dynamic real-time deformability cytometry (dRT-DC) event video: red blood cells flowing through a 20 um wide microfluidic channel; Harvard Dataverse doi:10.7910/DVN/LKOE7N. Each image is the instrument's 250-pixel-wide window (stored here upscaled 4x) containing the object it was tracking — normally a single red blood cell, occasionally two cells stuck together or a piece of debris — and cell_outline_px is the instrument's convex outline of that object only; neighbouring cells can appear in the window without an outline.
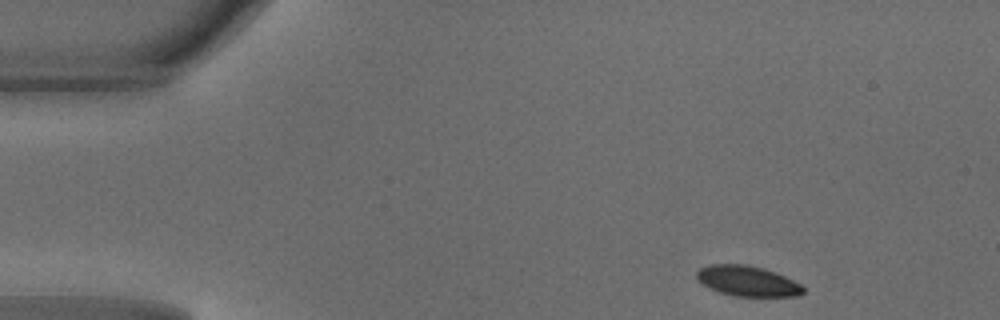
{"species": "common noctule bat (a hibernating species)", "species_latin": "Nyctalus noctula", "temperature_condition": "warm", "stored_images_in_passage": 44, "segment_of_instrument_passage": [1, 2], "camera_frame_rate_fps": 3000, "um_per_image_px": 0.085, "animal": {"sex": "male", "body_mass_g": 18.8}, "frame": {"image": 1, "passage_image": 1, "time_ms": 0.0, "image_size_px": [1000, 320], "cell_outline_px": [[804, 292], [796, 296], [736, 296], [720, 292], [704, 284], [696, 276], [696, 272], [700, 268], [712, 264], [744, 264], [764, 268], [784, 276], [800, 284], [804, 288]], "centroid_in_image_um": [63.55, 23.88], "position_along_channel_um": 21.5, "area_um2": 18.5}}
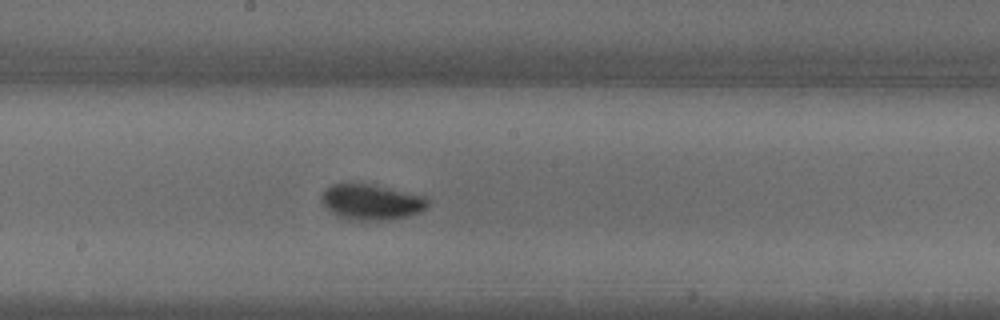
{"frame": {"image": 2, "passage_image": 21, "time_ms": 6.667, "image_size_px": [1000, 320], "cell_outline_px": [[428, 204], [420, 212], [408, 216], [388, 220], [352, 220], [340, 216], [332, 212], [320, 200], [324, 192], [332, 184], [368, 184], [424, 196], [428, 200]], "centroid_in_image_um": [31.57, 17.19], "position_along_channel_um": 216.6, "area_um2": 21.44}}
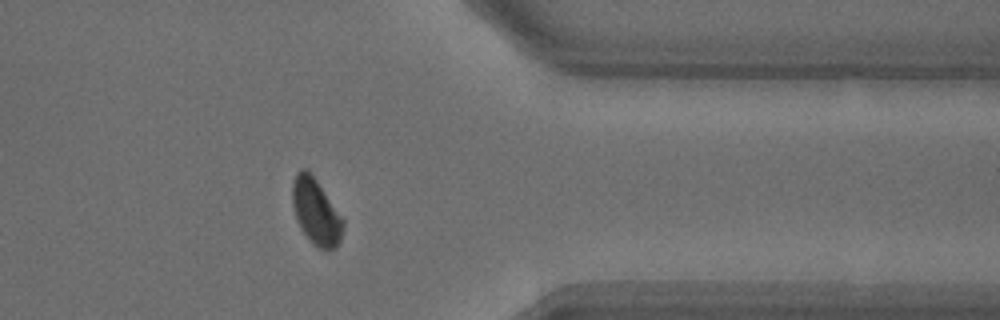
{"frame": {"image": 3, "passage_image": 34, "time_ms": 11.0, "image_size_px": [1000, 320], "cell_outline_px": [[344, 228], [340, 240], [336, 248], [316, 248], [312, 244], [300, 228], [296, 220], [292, 204], [292, 184], [296, 172], [304, 168], [316, 180], [344, 220]], "centroid_in_image_um": [26.84, 18.03], "position_along_channel_um": 384.6, "area_um2": 19.31}}